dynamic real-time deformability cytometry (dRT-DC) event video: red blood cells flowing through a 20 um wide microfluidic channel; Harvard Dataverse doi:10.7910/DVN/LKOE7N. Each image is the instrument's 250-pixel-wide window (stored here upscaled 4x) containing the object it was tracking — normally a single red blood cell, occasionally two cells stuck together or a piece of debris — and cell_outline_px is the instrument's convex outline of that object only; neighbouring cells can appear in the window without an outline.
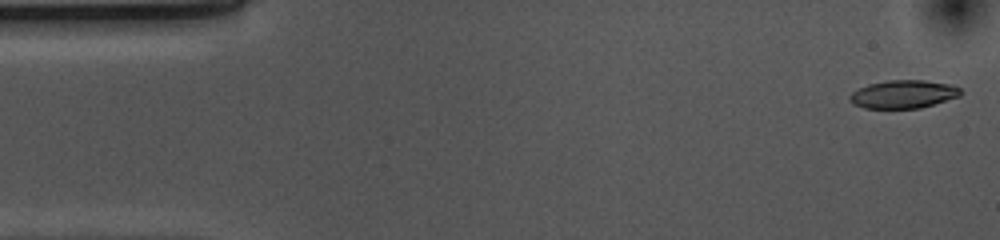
{"species": "common noctule bat (a hibernating species)", "species_latin": "Nyctalus noctula", "temperature_condition": "cold", "stored_images_in_passage": 53, "camera_frame_rate_fps": 3000, "um_per_image_px": 0.085, "animal": {"sex": "female", "body_mass_g": 10.0, "forearm_length_mm": 53.1}, "frame": {"image": 1, "passage_image": 1, "time_ms": 0.0, "image_size_px": [1000, 240], "cell_outline_px": [[960, 96], [920, 108], [864, 108], [852, 104], [848, 96], [852, 92], [868, 84], [888, 80], [924, 80], [948, 84], [960, 88]], "centroid_in_image_um": [76.75, 8.01], "position_along_channel_um": 8.3, "area_um2": 18.03}}
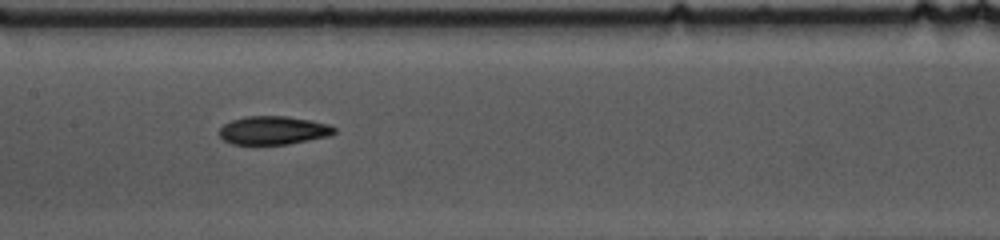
{"frame": {"image": 2, "passage_image": 24, "time_ms": 7.667, "image_size_px": [1000, 240], "cell_outline_px": [[336, 132], [328, 136], [288, 144], [232, 144], [224, 140], [216, 132], [224, 124], [232, 120], [244, 116], [288, 116], [312, 120], [328, 124], [336, 128]], "centroid_in_image_um": [23.21, 11.07], "position_along_channel_um": 184.2, "area_um2": 19.13}}
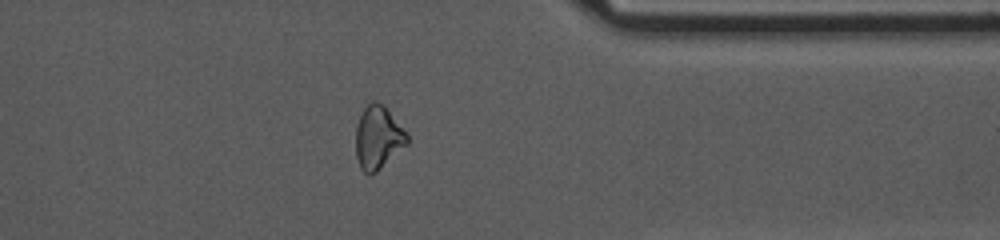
{"frame": {"image": 3, "passage_image": 41, "time_ms": 13.333, "image_size_px": [1000, 240], "cell_outline_px": [[408, 144], [376, 172], [364, 172], [360, 168], [356, 156], [356, 124], [364, 108], [372, 100], [376, 100], [384, 104], [408, 132]], "centroid_in_image_um": [32.16, 11.64], "position_along_channel_um": 379.2, "area_um2": 19.07}, "authors_computed_cell_mechanics": {"area_um2": 19.1896, "velocity_mm_per_s": 3.6817, "shape_relaxation_time_tau1_ms": 7.4767, "shape_relaxation_time_tau2_ms": 11.1497, "deformation_change_tau1": 0.1623, "deformation_change_tau2": 0.2129}}